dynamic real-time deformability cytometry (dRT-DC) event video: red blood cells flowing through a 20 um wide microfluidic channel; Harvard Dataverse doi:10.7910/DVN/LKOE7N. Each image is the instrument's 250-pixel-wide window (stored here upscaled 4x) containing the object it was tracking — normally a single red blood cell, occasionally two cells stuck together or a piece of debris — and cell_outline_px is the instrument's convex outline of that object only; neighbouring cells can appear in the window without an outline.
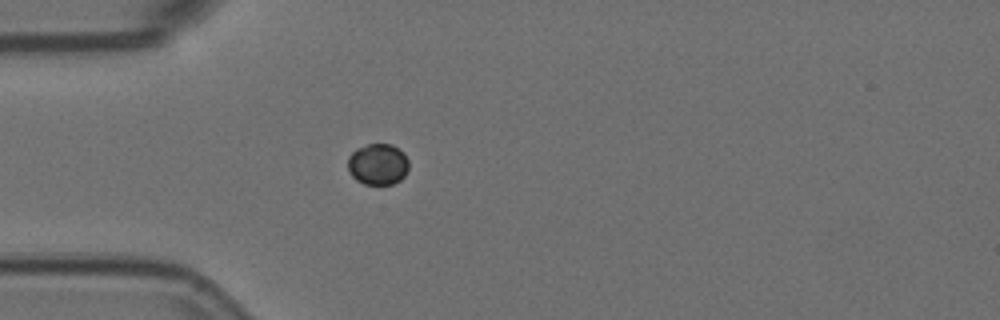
{"species": "Egyptian fruit bat (a non-hibernating species)", "species_latin": "Rousettus aegyptiacus", "temperature_condition": "room temperature", "stored_images_in_passage": 4, "camera_frame_rate_fps": 3000, "um_per_image_px": 0.085, "animal": {"sex": "female"}, "frame": {"image": 1, "passage_image": 3, "time_ms": 0.667, "image_size_px": [1000, 320], "cell_outline_px": [[408, 168], [404, 176], [400, 180], [392, 184], [364, 184], [356, 180], [348, 172], [348, 156], [356, 148], [368, 144], [392, 144], [404, 152], [408, 160]], "centroid_in_image_um": [32.11, 13.95], "position_along_channel_um": 52.9, "area_um2": 14.8}}